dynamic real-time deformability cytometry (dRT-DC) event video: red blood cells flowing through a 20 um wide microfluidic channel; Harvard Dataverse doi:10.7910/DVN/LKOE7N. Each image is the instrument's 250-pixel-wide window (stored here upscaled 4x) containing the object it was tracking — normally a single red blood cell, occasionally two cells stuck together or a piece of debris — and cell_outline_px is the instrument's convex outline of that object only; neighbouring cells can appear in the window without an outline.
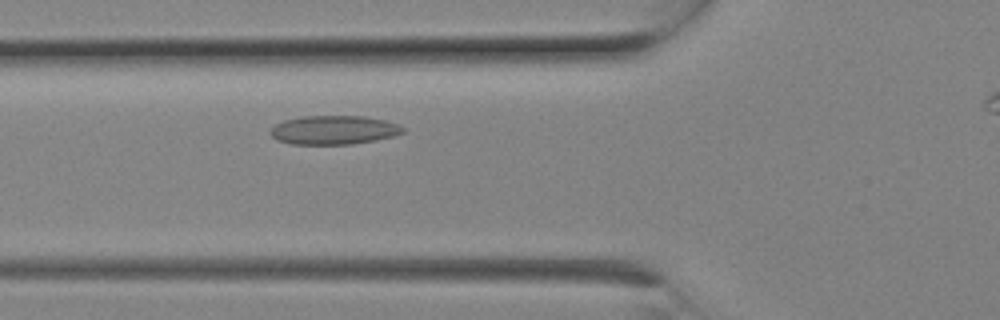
{"species": "Egyptian fruit bat (a non-hibernating species)", "species_latin": "Rousettus aegyptiacus", "temperature_condition": "room temperature", "stored_images_in_passage": 3, "camera_frame_rate_fps": 3000, "um_per_image_px": 0.085, "animal": {"sex": "female"}, "frame": {"image": 1, "passage_image": 3, "time_ms": 0.667, "image_size_px": [1000, 320], "cell_outline_px": [[404, 132], [392, 136], [376, 140], [352, 144], [292, 144], [276, 140], [268, 132], [276, 124], [284, 120], [304, 116], [364, 116], [384, 120], [400, 124], [404, 128]], "centroid_in_image_um": [28.37, 11.05], "position_along_channel_um": 97.4, "area_um2": 22.31}}